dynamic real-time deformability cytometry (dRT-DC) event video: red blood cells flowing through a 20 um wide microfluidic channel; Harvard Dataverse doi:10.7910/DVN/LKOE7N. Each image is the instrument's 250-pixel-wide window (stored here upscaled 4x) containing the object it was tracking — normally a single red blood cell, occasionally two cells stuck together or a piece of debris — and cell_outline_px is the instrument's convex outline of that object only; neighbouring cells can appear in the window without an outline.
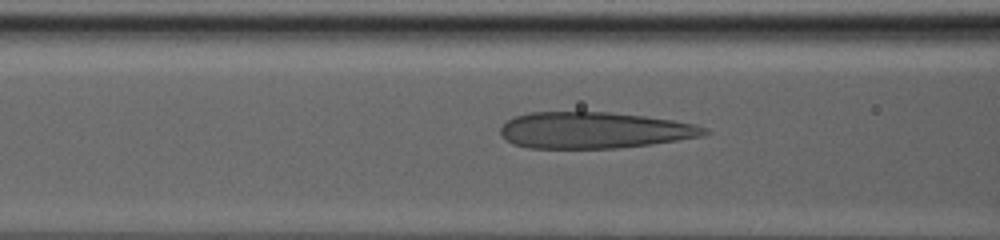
{"species": "human", "species_latin": "Homo sapiens", "temperature_condition": "warm", "stored_images_in_passage": 26, "camera_frame_rate_fps": 3000, "um_per_image_px": 0.085, "donor": {"sex": "male"}, "frame": {"image": 1, "passage_image": 14, "time_ms": 4.333, "image_size_px": [1000, 240], "cell_outline_px": [[712, 132], [700, 136], [652, 144], [616, 148], [528, 148], [512, 144], [500, 136], [500, 128], [508, 120], [516, 116], [532, 112], [608, 112], [644, 116], [672, 120], [696, 124], [708, 128]], "centroid_in_image_um": [50.49, 11.07], "position_along_channel_um": 116.1, "area_um2": 43.23}}
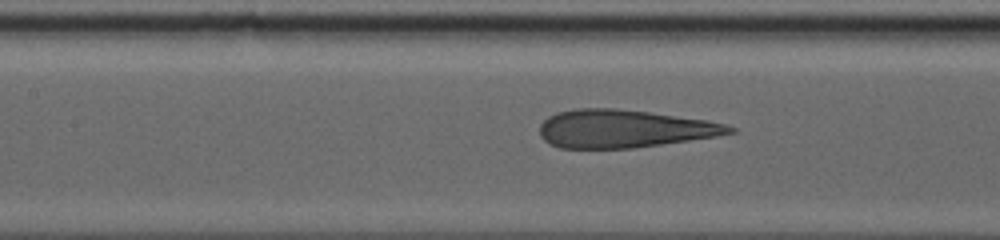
{"frame": {"image": 2, "passage_image": 18, "time_ms": 5.667, "image_size_px": [1000, 240], "cell_outline_px": [[736, 132], [716, 136], [632, 148], [560, 148], [548, 144], [540, 136], [540, 124], [548, 116], [556, 112], [576, 108], [616, 108], [648, 112], [708, 120], [728, 124], [736, 128]], "centroid_in_image_um": [53.01, 10.93], "position_along_channel_um": 154.4, "area_um2": 42.02}}
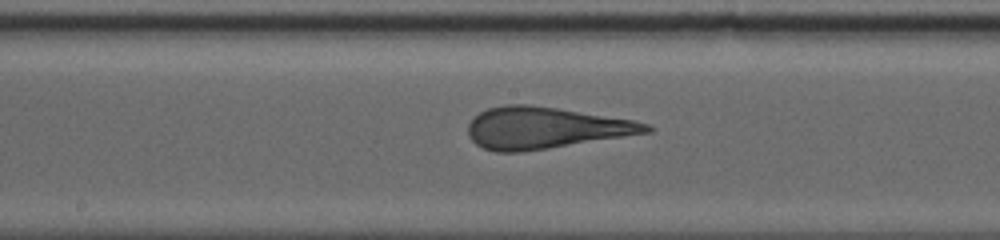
{"frame": {"image": 3, "passage_image": 23, "time_ms": 7.333, "image_size_px": [1000, 240], "cell_outline_px": [[652, 132], [548, 148], [520, 152], [496, 152], [484, 148], [476, 144], [468, 136], [468, 124], [480, 112], [488, 108], [504, 104], [528, 104], [556, 108], [632, 120], [648, 124], [652, 128]], "centroid_in_image_um": [46.3, 10.87], "position_along_channel_um": 201.9, "area_um2": 42.77}}